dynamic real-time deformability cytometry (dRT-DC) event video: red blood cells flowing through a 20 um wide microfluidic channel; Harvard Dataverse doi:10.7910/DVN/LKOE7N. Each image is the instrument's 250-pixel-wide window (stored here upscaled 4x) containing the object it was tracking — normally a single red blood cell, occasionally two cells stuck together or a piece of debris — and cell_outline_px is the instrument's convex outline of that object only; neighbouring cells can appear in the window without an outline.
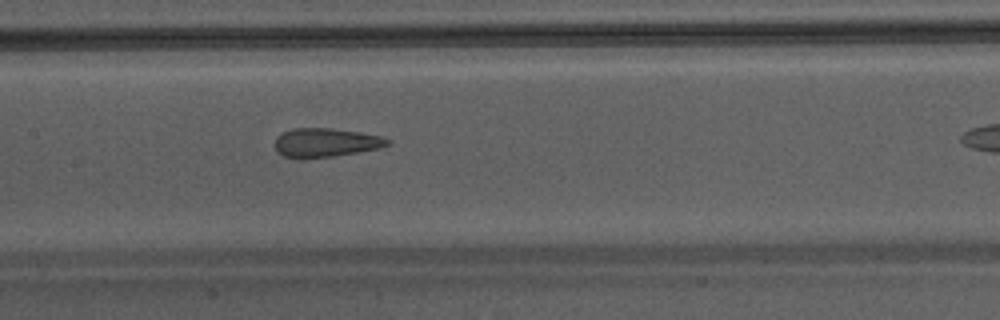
{"species": "Egyptian fruit bat (a non-hibernating species)", "species_latin": "Rousettus aegyptiacus", "temperature_condition": "warm", "stored_images_in_passage": 35, "camera_frame_rate_fps": 3000, "um_per_image_px": 0.085, "animal": {"sex": "male"}, "frame": {"image": 1, "passage_image": 20, "time_ms": 6.333, "image_size_px": [1000, 320], "cell_outline_px": [[388, 144], [380, 148], [332, 156], [284, 156], [276, 148], [276, 136], [280, 132], [292, 128], [332, 128], [360, 132], [380, 136], [388, 140]], "centroid_in_image_um": [27.68, 12.07], "position_along_channel_um": 179.7, "area_um2": 18.26}}